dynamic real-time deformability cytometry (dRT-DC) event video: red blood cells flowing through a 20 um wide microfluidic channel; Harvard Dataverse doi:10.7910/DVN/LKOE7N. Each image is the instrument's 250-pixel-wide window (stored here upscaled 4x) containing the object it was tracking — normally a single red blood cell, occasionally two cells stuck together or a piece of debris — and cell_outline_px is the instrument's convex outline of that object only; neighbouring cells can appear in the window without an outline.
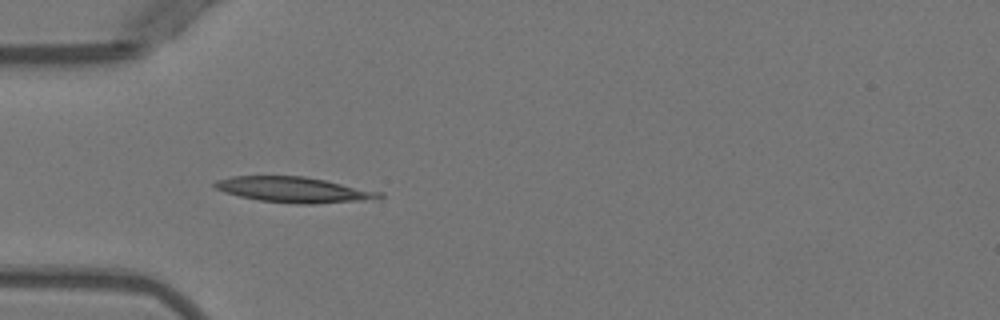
{"species": "Egyptian fruit bat (a non-hibernating species)", "species_latin": "Rousettus aegyptiacus", "temperature_condition": "warm", "stored_images_in_passage": 5, "camera_frame_rate_fps": 3000, "um_per_image_px": 0.085, "animal": {"sex": "female"}, "frame": {"image": 1, "passage_image": 4, "time_ms": 3.667, "image_size_px": [1000, 320], "cell_outline_px": [[384, 196], [364, 200], [316, 204], [300, 204], [260, 200], [240, 196], [224, 192], [216, 188], [212, 184], [216, 180], [232, 176], [304, 176], [384, 192]], "centroid_in_image_um": [24.97, 16.12], "position_along_channel_um": 60.0, "area_um2": 24.28}}
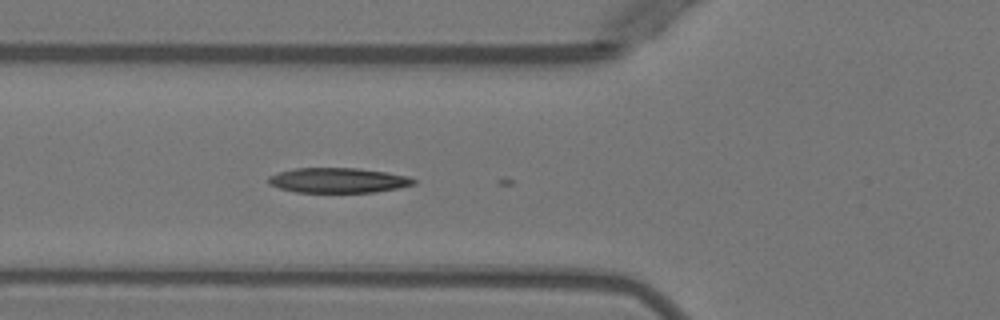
{"frame": {"image": 2, "passage_image": 5, "time_ms": 4.667, "image_size_px": [1000, 320], "cell_outline_px": [[416, 184], [400, 188], [376, 192], [296, 192], [280, 188], [268, 184], [268, 176], [280, 172], [296, 168], [360, 168], [388, 172], [408, 176], [416, 180]], "centroid_in_image_um": [28.79, 15.32], "position_along_channel_um": 97.0, "area_um2": 21.27}}